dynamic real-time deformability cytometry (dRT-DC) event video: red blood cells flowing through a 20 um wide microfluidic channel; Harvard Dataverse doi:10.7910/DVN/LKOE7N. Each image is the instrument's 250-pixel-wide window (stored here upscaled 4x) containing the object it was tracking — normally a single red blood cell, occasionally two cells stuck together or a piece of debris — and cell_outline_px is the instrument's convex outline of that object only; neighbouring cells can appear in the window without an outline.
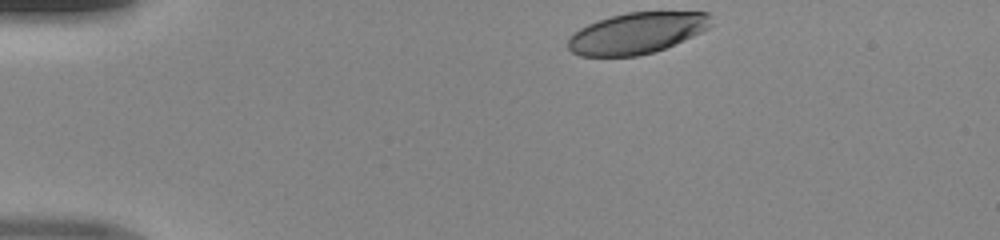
{"species": "human", "species_latin": "Homo sapiens", "temperature_condition": "room temperature", "stored_images_in_passage": 33, "camera_frame_rate_fps": 3000, "um_per_image_px": 0.085, "donor": {"sex": "male"}, "frame": {"image": 1, "passage_image": 1, "time_ms": 0.0, "image_size_px": [1000, 240], "cell_outline_px": [[712, 24], [708, 28], [692, 36], [664, 48], [652, 52], [636, 56], [580, 56], [572, 52], [568, 48], [568, 36], [580, 28], [588, 24], [612, 16], [628, 12], [708, 12]], "centroid_in_image_um": [54.1, 2.81], "position_along_channel_um": 30.9, "area_um2": 33.93}}
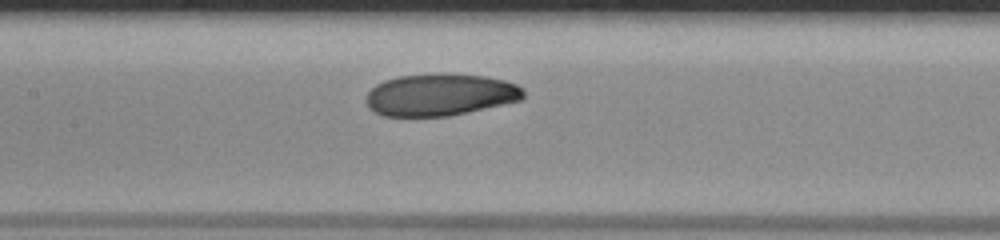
{"frame": {"image": 2, "passage_image": 16, "time_ms": 5.0, "image_size_px": [1000, 240], "cell_outline_px": [[524, 96], [520, 100], [448, 116], [384, 116], [372, 112], [368, 108], [364, 100], [368, 92], [376, 84], [384, 80], [400, 76], [484, 76], [504, 80], [516, 84], [524, 88]], "centroid_in_image_um": [37.36, 8.09], "position_along_channel_um": 170.0, "area_um2": 37.63}}
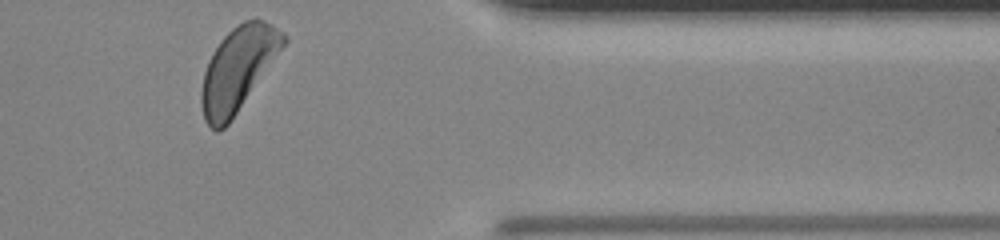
{"frame": {"image": 3, "passage_image": 33, "time_ms": 10.667, "image_size_px": [1000, 240], "cell_outline_px": [[288, 40], [228, 124], [224, 128], [216, 132], [204, 120], [200, 104], [200, 92], [204, 72], [208, 60], [212, 52], [220, 40], [236, 24], [244, 20], [256, 16], [264, 20], [284, 32], [288, 36]], "centroid_in_image_um": [20.21, 5.83], "position_along_channel_um": 391.2, "area_um2": 40.0}}